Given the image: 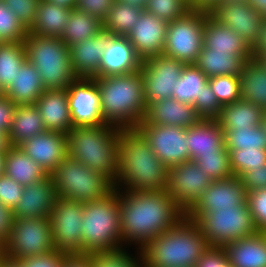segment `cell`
<instances>
[{
	"mask_svg": "<svg viewBox=\"0 0 266 267\" xmlns=\"http://www.w3.org/2000/svg\"><path fill=\"white\" fill-rule=\"evenodd\" d=\"M119 206L124 245L136 244L138 249L186 216L167 191L122 189L119 190Z\"/></svg>",
	"mask_w": 266,
	"mask_h": 267,
	"instance_id": "cell-1",
	"label": "cell"
},
{
	"mask_svg": "<svg viewBox=\"0 0 266 267\" xmlns=\"http://www.w3.org/2000/svg\"><path fill=\"white\" fill-rule=\"evenodd\" d=\"M168 170L137 129H121L115 189L166 191Z\"/></svg>",
	"mask_w": 266,
	"mask_h": 267,
	"instance_id": "cell-2",
	"label": "cell"
},
{
	"mask_svg": "<svg viewBox=\"0 0 266 267\" xmlns=\"http://www.w3.org/2000/svg\"><path fill=\"white\" fill-rule=\"evenodd\" d=\"M208 248L198 225L185 216L139 250L142 267H195Z\"/></svg>",
	"mask_w": 266,
	"mask_h": 267,
	"instance_id": "cell-3",
	"label": "cell"
},
{
	"mask_svg": "<svg viewBox=\"0 0 266 267\" xmlns=\"http://www.w3.org/2000/svg\"><path fill=\"white\" fill-rule=\"evenodd\" d=\"M94 79L104 122L121 129H136L147 110L140 70Z\"/></svg>",
	"mask_w": 266,
	"mask_h": 267,
	"instance_id": "cell-4",
	"label": "cell"
},
{
	"mask_svg": "<svg viewBox=\"0 0 266 267\" xmlns=\"http://www.w3.org/2000/svg\"><path fill=\"white\" fill-rule=\"evenodd\" d=\"M121 128L111 124L73 127L67 138V154L88 168L108 176L113 182L118 170Z\"/></svg>",
	"mask_w": 266,
	"mask_h": 267,
	"instance_id": "cell-5",
	"label": "cell"
},
{
	"mask_svg": "<svg viewBox=\"0 0 266 267\" xmlns=\"http://www.w3.org/2000/svg\"><path fill=\"white\" fill-rule=\"evenodd\" d=\"M119 208V189L83 203L82 255L124 247Z\"/></svg>",
	"mask_w": 266,
	"mask_h": 267,
	"instance_id": "cell-6",
	"label": "cell"
},
{
	"mask_svg": "<svg viewBox=\"0 0 266 267\" xmlns=\"http://www.w3.org/2000/svg\"><path fill=\"white\" fill-rule=\"evenodd\" d=\"M23 42L27 61L37 68L45 90H63L77 78L72 71L70 47L59 37L28 33Z\"/></svg>",
	"mask_w": 266,
	"mask_h": 267,
	"instance_id": "cell-7",
	"label": "cell"
},
{
	"mask_svg": "<svg viewBox=\"0 0 266 267\" xmlns=\"http://www.w3.org/2000/svg\"><path fill=\"white\" fill-rule=\"evenodd\" d=\"M57 197L86 203L103 199L115 190L113 181L67 156L51 174Z\"/></svg>",
	"mask_w": 266,
	"mask_h": 267,
	"instance_id": "cell-8",
	"label": "cell"
},
{
	"mask_svg": "<svg viewBox=\"0 0 266 267\" xmlns=\"http://www.w3.org/2000/svg\"><path fill=\"white\" fill-rule=\"evenodd\" d=\"M186 217L198 225L209 246L223 247L258 233L247 202L215 212L186 213Z\"/></svg>",
	"mask_w": 266,
	"mask_h": 267,
	"instance_id": "cell-9",
	"label": "cell"
},
{
	"mask_svg": "<svg viewBox=\"0 0 266 267\" xmlns=\"http://www.w3.org/2000/svg\"><path fill=\"white\" fill-rule=\"evenodd\" d=\"M54 250L50 218L14 219L10 235L5 240V257L20 261Z\"/></svg>",
	"mask_w": 266,
	"mask_h": 267,
	"instance_id": "cell-10",
	"label": "cell"
},
{
	"mask_svg": "<svg viewBox=\"0 0 266 267\" xmlns=\"http://www.w3.org/2000/svg\"><path fill=\"white\" fill-rule=\"evenodd\" d=\"M206 10H189L183 17L168 23L163 54L184 64H195L204 46Z\"/></svg>",
	"mask_w": 266,
	"mask_h": 267,
	"instance_id": "cell-11",
	"label": "cell"
},
{
	"mask_svg": "<svg viewBox=\"0 0 266 267\" xmlns=\"http://www.w3.org/2000/svg\"><path fill=\"white\" fill-rule=\"evenodd\" d=\"M50 220L55 251L82 255L83 203L57 197Z\"/></svg>",
	"mask_w": 266,
	"mask_h": 267,
	"instance_id": "cell-12",
	"label": "cell"
},
{
	"mask_svg": "<svg viewBox=\"0 0 266 267\" xmlns=\"http://www.w3.org/2000/svg\"><path fill=\"white\" fill-rule=\"evenodd\" d=\"M136 129L150 144L157 158L169 169L190 160L187 128L151 124L141 120Z\"/></svg>",
	"mask_w": 266,
	"mask_h": 267,
	"instance_id": "cell-13",
	"label": "cell"
},
{
	"mask_svg": "<svg viewBox=\"0 0 266 267\" xmlns=\"http://www.w3.org/2000/svg\"><path fill=\"white\" fill-rule=\"evenodd\" d=\"M185 65L164 54L143 60L140 72L147 105L172 97L173 83L178 82Z\"/></svg>",
	"mask_w": 266,
	"mask_h": 267,
	"instance_id": "cell-14",
	"label": "cell"
},
{
	"mask_svg": "<svg viewBox=\"0 0 266 267\" xmlns=\"http://www.w3.org/2000/svg\"><path fill=\"white\" fill-rule=\"evenodd\" d=\"M212 179L196 161L189 160L168 170L166 191L176 204L187 213L210 186Z\"/></svg>",
	"mask_w": 266,
	"mask_h": 267,
	"instance_id": "cell-15",
	"label": "cell"
},
{
	"mask_svg": "<svg viewBox=\"0 0 266 267\" xmlns=\"http://www.w3.org/2000/svg\"><path fill=\"white\" fill-rule=\"evenodd\" d=\"M66 89L73 127L105 124L94 78H76Z\"/></svg>",
	"mask_w": 266,
	"mask_h": 267,
	"instance_id": "cell-16",
	"label": "cell"
},
{
	"mask_svg": "<svg viewBox=\"0 0 266 267\" xmlns=\"http://www.w3.org/2000/svg\"><path fill=\"white\" fill-rule=\"evenodd\" d=\"M209 14L242 36L251 47L258 39L264 19L248 1L218 3Z\"/></svg>",
	"mask_w": 266,
	"mask_h": 267,
	"instance_id": "cell-17",
	"label": "cell"
},
{
	"mask_svg": "<svg viewBox=\"0 0 266 267\" xmlns=\"http://www.w3.org/2000/svg\"><path fill=\"white\" fill-rule=\"evenodd\" d=\"M247 192L239 177L212 181L187 213L215 212L217 209L234 208L246 202Z\"/></svg>",
	"mask_w": 266,
	"mask_h": 267,
	"instance_id": "cell-18",
	"label": "cell"
},
{
	"mask_svg": "<svg viewBox=\"0 0 266 267\" xmlns=\"http://www.w3.org/2000/svg\"><path fill=\"white\" fill-rule=\"evenodd\" d=\"M168 22L143 11L127 38L143 60L163 54Z\"/></svg>",
	"mask_w": 266,
	"mask_h": 267,
	"instance_id": "cell-19",
	"label": "cell"
},
{
	"mask_svg": "<svg viewBox=\"0 0 266 267\" xmlns=\"http://www.w3.org/2000/svg\"><path fill=\"white\" fill-rule=\"evenodd\" d=\"M30 158L51 175L67 156L65 133L45 131L19 145Z\"/></svg>",
	"mask_w": 266,
	"mask_h": 267,
	"instance_id": "cell-20",
	"label": "cell"
},
{
	"mask_svg": "<svg viewBox=\"0 0 266 267\" xmlns=\"http://www.w3.org/2000/svg\"><path fill=\"white\" fill-rule=\"evenodd\" d=\"M142 62L127 36L111 34L95 77L133 73L140 70Z\"/></svg>",
	"mask_w": 266,
	"mask_h": 267,
	"instance_id": "cell-21",
	"label": "cell"
},
{
	"mask_svg": "<svg viewBox=\"0 0 266 267\" xmlns=\"http://www.w3.org/2000/svg\"><path fill=\"white\" fill-rule=\"evenodd\" d=\"M57 199L56 187L51 175L40 182L24 187L22 197L13 209L14 219L50 218Z\"/></svg>",
	"mask_w": 266,
	"mask_h": 267,
	"instance_id": "cell-22",
	"label": "cell"
},
{
	"mask_svg": "<svg viewBox=\"0 0 266 267\" xmlns=\"http://www.w3.org/2000/svg\"><path fill=\"white\" fill-rule=\"evenodd\" d=\"M204 46L215 51L227 52L240 57L244 62L252 59L251 46L230 27L220 24L209 11H205Z\"/></svg>",
	"mask_w": 266,
	"mask_h": 267,
	"instance_id": "cell-23",
	"label": "cell"
},
{
	"mask_svg": "<svg viewBox=\"0 0 266 267\" xmlns=\"http://www.w3.org/2000/svg\"><path fill=\"white\" fill-rule=\"evenodd\" d=\"M111 39V33L102 30L94 37L70 46L72 71L77 78H94L101 57Z\"/></svg>",
	"mask_w": 266,
	"mask_h": 267,
	"instance_id": "cell-24",
	"label": "cell"
},
{
	"mask_svg": "<svg viewBox=\"0 0 266 267\" xmlns=\"http://www.w3.org/2000/svg\"><path fill=\"white\" fill-rule=\"evenodd\" d=\"M46 131L69 133L73 128L67 89L45 90L35 103Z\"/></svg>",
	"mask_w": 266,
	"mask_h": 267,
	"instance_id": "cell-25",
	"label": "cell"
},
{
	"mask_svg": "<svg viewBox=\"0 0 266 267\" xmlns=\"http://www.w3.org/2000/svg\"><path fill=\"white\" fill-rule=\"evenodd\" d=\"M201 118L196 114L193 105L182 103L172 97L147 105L143 120L151 124L172 125L188 128Z\"/></svg>",
	"mask_w": 266,
	"mask_h": 267,
	"instance_id": "cell-26",
	"label": "cell"
},
{
	"mask_svg": "<svg viewBox=\"0 0 266 267\" xmlns=\"http://www.w3.org/2000/svg\"><path fill=\"white\" fill-rule=\"evenodd\" d=\"M190 160L196 161L202 154L220 151L225 146L224 130L216 119H200L187 128Z\"/></svg>",
	"mask_w": 266,
	"mask_h": 267,
	"instance_id": "cell-27",
	"label": "cell"
},
{
	"mask_svg": "<svg viewBox=\"0 0 266 267\" xmlns=\"http://www.w3.org/2000/svg\"><path fill=\"white\" fill-rule=\"evenodd\" d=\"M223 249L233 267H266V237L262 232L232 241Z\"/></svg>",
	"mask_w": 266,
	"mask_h": 267,
	"instance_id": "cell-28",
	"label": "cell"
},
{
	"mask_svg": "<svg viewBox=\"0 0 266 267\" xmlns=\"http://www.w3.org/2000/svg\"><path fill=\"white\" fill-rule=\"evenodd\" d=\"M4 174L23 187L48 177V173L19 146H11L5 153Z\"/></svg>",
	"mask_w": 266,
	"mask_h": 267,
	"instance_id": "cell-29",
	"label": "cell"
},
{
	"mask_svg": "<svg viewBox=\"0 0 266 267\" xmlns=\"http://www.w3.org/2000/svg\"><path fill=\"white\" fill-rule=\"evenodd\" d=\"M44 91L45 88L37 68L26 61L3 95L11 99L16 105H26L35 104Z\"/></svg>",
	"mask_w": 266,
	"mask_h": 267,
	"instance_id": "cell-30",
	"label": "cell"
},
{
	"mask_svg": "<svg viewBox=\"0 0 266 267\" xmlns=\"http://www.w3.org/2000/svg\"><path fill=\"white\" fill-rule=\"evenodd\" d=\"M72 7L40 0L34 24L29 33L40 36L61 37L71 13Z\"/></svg>",
	"mask_w": 266,
	"mask_h": 267,
	"instance_id": "cell-31",
	"label": "cell"
},
{
	"mask_svg": "<svg viewBox=\"0 0 266 267\" xmlns=\"http://www.w3.org/2000/svg\"><path fill=\"white\" fill-rule=\"evenodd\" d=\"M45 131L43 118L35 104L17 105L8 132L11 146H19L25 140Z\"/></svg>",
	"mask_w": 266,
	"mask_h": 267,
	"instance_id": "cell-32",
	"label": "cell"
},
{
	"mask_svg": "<svg viewBox=\"0 0 266 267\" xmlns=\"http://www.w3.org/2000/svg\"><path fill=\"white\" fill-rule=\"evenodd\" d=\"M241 99L266 110V66L257 59L245 62L240 73Z\"/></svg>",
	"mask_w": 266,
	"mask_h": 267,
	"instance_id": "cell-33",
	"label": "cell"
},
{
	"mask_svg": "<svg viewBox=\"0 0 266 267\" xmlns=\"http://www.w3.org/2000/svg\"><path fill=\"white\" fill-rule=\"evenodd\" d=\"M264 109L247 100H238L220 109L216 118L222 129L252 128L262 125Z\"/></svg>",
	"mask_w": 266,
	"mask_h": 267,
	"instance_id": "cell-34",
	"label": "cell"
},
{
	"mask_svg": "<svg viewBox=\"0 0 266 267\" xmlns=\"http://www.w3.org/2000/svg\"><path fill=\"white\" fill-rule=\"evenodd\" d=\"M245 62L227 52L203 46L195 65L210 79L219 75L240 76Z\"/></svg>",
	"mask_w": 266,
	"mask_h": 267,
	"instance_id": "cell-35",
	"label": "cell"
},
{
	"mask_svg": "<svg viewBox=\"0 0 266 267\" xmlns=\"http://www.w3.org/2000/svg\"><path fill=\"white\" fill-rule=\"evenodd\" d=\"M208 80L195 64L185 65L178 82L173 83L172 98L196 108L201 103V94Z\"/></svg>",
	"mask_w": 266,
	"mask_h": 267,
	"instance_id": "cell-36",
	"label": "cell"
},
{
	"mask_svg": "<svg viewBox=\"0 0 266 267\" xmlns=\"http://www.w3.org/2000/svg\"><path fill=\"white\" fill-rule=\"evenodd\" d=\"M102 30L103 23L100 20L73 8L60 39L70 47L94 37Z\"/></svg>",
	"mask_w": 266,
	"mask_h": 267,
	"instance_id": "cell-37",
	"label": "cell"
},
{
	"mask_svg": "<svg viewBox=\"0 0 266 267\" xmlns=\"http://www.w3.org/2000/svg\"><path fill=\"white\" fill-rule=\"evenodd\" d=\"M26 61L27 55L23 41L0 42V90L2 92L11 85Z\"/></svg>",
	"mask_w": 266,
	"mask_h": 267,
	"instance_id": "cell-38",
	"label": "cell"
},
{
	"mask_svg": "<svg viewBox=\"0 0 266 267\" xmlns=\"http://www.w3.org/2000/svg\"><path fill=\"white\" fill-rule=\"evenodd\" d=\"M144 10L115 1L103 22V30L113 35L127 36Z\"/></svg>",
	"mask_w": 266,
	"mask_h": 267,
	"instance_id": "cell-39",
	"label": "cell"
},
{
	"mask_svg": "<svg viewBox=\"0 0 266 267\" xmlns=\"http://www.w3.org/2000/svg\"><path fill=\"white\" fill-rule=\"evenodd\" d=\"M227 150L264 149L266 150V130L263 125L252 128L223 129Z\"/></svg>",
	"mask_w": 266,
	"mask_h": 267,
	"instance_id": "cell-40",
	"label": "cell"
},
{
	"mask_svg": "<svg viewBox=\"0 0 266 267\" xmlns=\"http://www.w3.org/2000/svg\"><path fill=\"white\" fill-rule=\"evenodd\" d=\"M136 250L138 253L135 257L126 251L125 246L114 250L91 252L87 255L92 267H142L141 252L138 248Z\"/></svg>",
	"mask_w": 266,
	"mask_h": 267,
	"instance_id": "cell-41",
	"label": "cell"
},
{
	"mask_svg": "<svg viewBox=\"0 0 266 267\" xmlns=\"http://www.w3.org/2000/svg\"><path fill=\"white\" fill-rule=\"evenodd\" d=\"M196 163L212 181L234 176L230 167L229 152L225 146L218 152L202 154Z\"/></svg>",
	"mask_w": 266,
	"mask_h": 267,
	"instance_id": "cell-42",
	"label": "cell"
},
{
	"mask_svg": "<svg viewBox=\"0 0 266 267\" xmlns=\"http://www.w3.org/2000/svg\"><path fill=\"white\" fill-rule=\"evenodd\" d=\"M228 152L230 167L236 177L266 165V150L264 149L228 150Z\"/></svg>",
	"mask_w": 266,
	"mask_h": 267,
	"instance_id": "cell-43",
	"label": "cell"
},
{
	"mask_svg": "<svg viewBox=\"0 0 266 267\" xmlns=\"http://www.w3.org/2000/svg\"><path fill=\"white\" fill-rule=\"evenodd\" d=\"M208 83L221 106L232 104L241 99L240 76L219 75L210 78Z\"/></svg>",
	"mask_w": 266,
	"mask_h": 267,
	"instance_id": "cell-44",
	"label": "cell"
},
{
	"mask_svg": "<svg viewBox=\"0 0 266 267\" xmlns=\"http://www.w3.org/2000/svg\"><path fill=\"white\" fill-rule=\"evenodd\" d=\"M28 33L29 30L0 0V42H21Z\"/></svg>",
	"mask_w": 266,
	"mask_h": 267,
	"instance_id": "cell-45",
	"label": "cell"
},
{
	"mask_svg": "<svg viewBox=\"0 0 266 267\" xmlns=\"http://www.w3.org/2000/svg\"><path fill=\"white\" fill-rule=\"evenodd\" d=\"M191 10L187 0H147L145 11L156 17L172 22Z\"/></svg>",
	"mask_w": 266,
	"mask_h": 267,
	"instance_id": "cell-46",
	"label": "cell"
},
{
	"mask_svg": "<svg viewBox=\"0 0 266 267\" xmlns=\"http://www.w3.org/2000/svg\"><path fill=\"white\" fill-rule=\"evenodd\" d=\"M246 202L258 232L266 229V188L247 192Z\"/></svg>",
	"mask_w": 266,
	"mask_h": 267,
	"instance_id": "cell-47",
	"label": "cell"
},
{
	"mask_svg": "<svg viewBox=\"0 0 266 267\" xmlns=\"http://www.w3.org/2000/svg\"><path fill=\"white\" fill-rule=\"evenodd\" d=\"M29 30L34 24L40 0H1Z\"/></svg>",
	"mask_w": 266,
	"mask_h": 267,
	"instance_id": "cell-48",
	"label": "cell"
},
{
	"mask_svg": "<svg viewBox=\"0 0 266 267\" xmlns=\"http://www.w3.org/2000/svg\"><path fill=\"white\" fill-rule=\"evenodd\" d=\"M221 105L209 83L203 88L201 103L195 108L201 119H216L220 114Z\"/></svg>",
	"mask_w": 266,
	"mask_h": 267,
	"instance_id": "cell-49",
	"label": "cell"
},
{
	"mask_svg": "<svg viewBox=\"0 0 266 267\" xmlns=\"http://www.w3.org/2000/svg\"><path fill=\"white\" fill-rule=\"evenodd\" d=\"M24 187L5 174L0 176V202L14 209L22 197Z\"/></svg>",
	"mask_w": 266,
	"mask_h": 267,
	"instance_id": "cell-50",
	"label": "cell"
},
{
	"mask_svg": "<svg viewBox=\"0 0 266 267\" xmlns=\"http://www.w3.org/2000/svg\"><path fill=\"white\" fill-rule=\"evenodd\" d=\"M116 0H76L74 8L86 12L102 23L107 18L110 9Z\"/></svg>",
	"mask_w": 266,
	"mask_h": 267,
	"instance_id": "cell-51",
	"label": "cell"
},
{
	"mask_svg": "<svg viewBox=\"0 0 266 267\" xmlns=\"http://www.w3.org/2000/svg\"><path fill=\"white\" fill-rule=\"evenodd\" d=\"M67 255L57 251L20 260L22 267H62Z\"/></svg>",
	"mask_w": 266,
	"mask_h": 267,
	"instance_id": "cell-52",
	"label": "cell"
},
{
	"mask_svg": "<svg viewBox=\"0 0 266 267\" xmlns=\"http://www.w3.org/2000/svg\"><path fill=\"white\" fill-rule=\"evenodd\" d=\"M229 264L223 247L209 246L195 267H226Z\"/></svg>",
	"mask_w": 266,
	"mask_h": 267,
	"instance_id": "cell-53",
	"label": "cell"
},
{
	"mask_svg": "<svg viewBox=\"0 0 266 267\" xmlns=\"http://www.w3.org/2000/svg\"><path fill=\"white\" fill-rule=\"evenodd\" d=\"M239 179L245 187L246 192L260 188H266V165L254 168L252 171L244 172Z\"/></svg>",
	"mask_w": 266,
	"mask_h": 267,
	"instance_id": "cell-54",
	"label": "cell"
},
{
	"mask_svg": "<svg viewBox=\"0 0 266 267\" xmlns=\"http://www.w3.org/2000/svg\"><path fill=\"white\" fill-rule=\"evenodd\" d=\"M17 105L5 95L0 96V131L8 135Z\"/></svg>",
	"mask_w": 266,
	"mask_h": 267,
	"instance_id": "cell-55",
	"label": "cell"
},
{
	"mask_svg": "<svg viewBox=\"0 0 266 267\" xmlns=\"http://www.w3.org/2000/svg\"><path fill=\"white\" fill-rule=\"evenodd\" d=\"M13 209L0 202V238L4 241L9 237L13 227Z\"/></svg>",
	"mask_w": 266,
	"mask_h": 267,
	"instance_id": "cell-56",
	"label": "cell"
},
{
	"mask_svg": "<svg viewBox=\"0 0 266 267\" xmlns=\"http://www.w3.org/2000/svg\"><path fill=\"white\" fill-rule=\"evenodd\" d=\"M266 54V18L263 19L257 41L251 47L253 59L260 60Z\"/></svg>",
	"mask_w": 266,
	"mask_h": 267,
	"instance_id": "cell-57",
	"label": "cell"
},
{
	"mask_svg": "<svg viewBox=\"0 0 266 267\" xmlns=\"http://www.w3.org/2000/svg\"><path fill=\"white\" fill-rule=\"evenodd\" d=\"M62 267H92L88 255L66 256Z\"/></svg>",
	"mask_w": 266,
	"mask_h": 267,
	"instance_id": "cell-58",
	"label": "cell"
},
{
	"mask_svg": "<svg viewBox=\"0 0 266 267\" xmlns=\"http://www.w3.org/2000/svg\"><path fill=\"white\" fill-rule=\"evenodd\" d=\"M219 0H187L191 9L210 11Z\"/></svg>",
	"mask_w": 266,
	"mask_h": 267,
	"instance_id": "cell-59",
	"label": "cell"
},
{
	"mask_svg": "<svg viewBox=\"0 0 266 267\" xmlns=\"http://www.w3.org/2000/svg\"><path fill=\"white\" fill-rule=\"evenodd\" d=\"M248 3L251 4L263 18H266V0H248Z\"/></svg>",
	"mask_w": 266,
	"mask_h": 267,
	"instance_id": "cell-60",
	"label": "cell"
},
{
	"mask_svg": "<svg viewBox=\"0 0 266 267\" xmlns=\"http://www.w3.org/2000/svg\"><path fill=\"white\" fill-rule=\"evenodd\" d=\"M0 267H22V264L17 260L3 257L0 259Z\"/></svg>",
	"mask_w": 266,
	"mask_h": 267,
	"instance_id": "cell-61",
	"label": "cell"
},
{
	"mask_svg": "<svg viewBox=\"0 0 266 267\" xmlns=\"http://www.w3.org/2000/svg\"><path fill=\"white\" fill-rule=\"evenodd\" d=\"M117 2H121L124 4H128L130 6L138 7L141 9H145L147 0H116Z\"/></svg>",
	"mask_w": 266,
	"mask_h": 267,
	"instance_id": "cell-62",
	"label": "cell"
},
{
	"mask_svg": "<svg viewBox=\"0 0 266 267\" xmlns=\"http://www.w3.org/2000/svg\"><path fill=\"white\" fill-rule=\"evenodd\" d=\"M10 147L8 135L0 131V151H7Z\"/></svg>",
	"mask_w": 266,
	"mask_h": 267,
	"instance_id": "cell-63",
	"label": "cell"
},
{
	"mask_svg": "<svg viewBox=\"0 0 266 267\" xmlns=\"http://www.w3.org/2000/svg\"><path fill=\"white\" fill-rule=\"evenodd\" d=\"M50 2L74 8L76 0H49Z\"/></svg>",
	"mask_w": 266,
	"mask_h": 267,
	"instance_id": "cell-64",
	"label": "cell"
},
{
	"mask_svg": "<svg viewBox=\"0 0 266 267\" xmlns=\"http://www.w3.org/2000/svg\"><path fill=\"white\" fill-rule=\"evenodd\" d=\"M5 153L6 151H0V176L4 174Z\"/></svg>",
	"mask_w": 266,
	"mask_h": 267,
	"instance_id": "cell-65",
	"label": "cell"
},
{
	"mask_svg": "<svg viewBox=\"0 0 266 267\" xmlns=\"http://www.w3.org/2000/svg\"><path fill=\"white\" fill-rule=\"evenodd\" d=\"M5 257V241L0 238V259Z\"/></svg>",
	"mask_w": 266,
	"mask_h": 267,
	"instance_id": "cell-66",
	"label": "cell"
},
{
	"mask_svg": "<svg viewBox=\"0 0 266 267\" xmlns=\"http://www.w3.org/2000/svg\"><path fill=\"white\" fill-rule=\"evenodd\" d=\"M238 1H248V0H219L218 3H229V2H238Z\"/></svg>",
	"mask_w": 266,
	"mask_h": 267,
	"instance_id": "cell-67",
	"label": "cell"
},
{
	"mask_svg": "<svg viewBox=\"0 0 266 267\" xmlns=\"http://www.w3.org/2000/svg\"><path fill=\"white\" fill-rule=\"evenodd\" d=\"M262 125L264 126V129L266 130V110L264 111Z\"/></svg>",
	"mask_w": 266,
	"mask_h": 267,
	"instance_id": "cell-68",
	"label": "cell"
},
{
	"mask_svg": "<svg viewBox=\"0 0 266 267\" xmlns=\"http://www.w3.org/2000/svg\"><path fill=\"white\" fill-rule=\"evenodd\" d=\"M260 61H262L266 66V54L260 59Z\"/></svg>",
	"mask_w": 266,
	"mask_h": 267,
	"instance_id": "cell-69",
	"label": "cell"
},
{
	"mask_svg": "<svg viewBox=\"0 0 266 267\" xmlns=\"http://www.w3.org/2000/svg\"><path fill=\"white\" fill-rule=\"evenodd\" d=\"M264 235H265V237H266V229L262 232Z\"/></svg>",
	"mask_w": 266,
	"mask_h": 267,
	"instance_id": "cell-70",
	"label": "cell"
},
{
	"mask_svg": "<svg viewBox=\"0 0 266 267\" xmlns=\"http://www.w3.org/2000/svg\"><path fill=\"white\" fill-rule=\"evenodd\" d=\"M226 267H233L230 263Z\"/></svg>",
	"mask_w": 266,
	"mask_h": 267,
	"instance_id": "cell-71",
	"label": "cell"
}]
</instances>
